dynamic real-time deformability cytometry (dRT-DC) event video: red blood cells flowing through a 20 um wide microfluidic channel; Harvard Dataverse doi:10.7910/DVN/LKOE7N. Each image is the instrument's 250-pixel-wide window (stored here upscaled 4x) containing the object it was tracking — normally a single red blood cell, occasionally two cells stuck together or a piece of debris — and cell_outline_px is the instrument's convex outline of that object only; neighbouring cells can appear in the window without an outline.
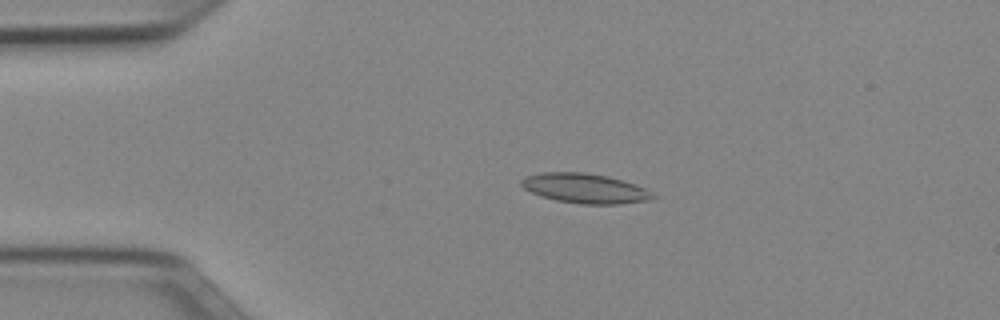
{"species": "Egyptian fruit bat (a non-hibernating species)", "species_latin": "Rousettus aegyptiacus", "temperature_condition": "cold", "stored_images_in_passage": 51, "camera_frame_rate_fps": 3000, "um_per_image_px": 0.085, "animal": {"sex": "female"}, "frame": {"image": 1, "passage_image": 11, "time_ms": 3.333, "image_size_px": [1000, 320], "cell_outline_px": [[656, 196], [648, 200], [620, 204], [580, 204], [556, 200], [532, 192], [524, 188], [520, 184], [520, 180], [524, 176], [544, 172], [584, 172], [608, 176], [636, 184], [652, 192]], "centroid_in_image_um": [49.72, 16.0], "position_along_channel_um": 35.3, "area_um2": 22.72}}
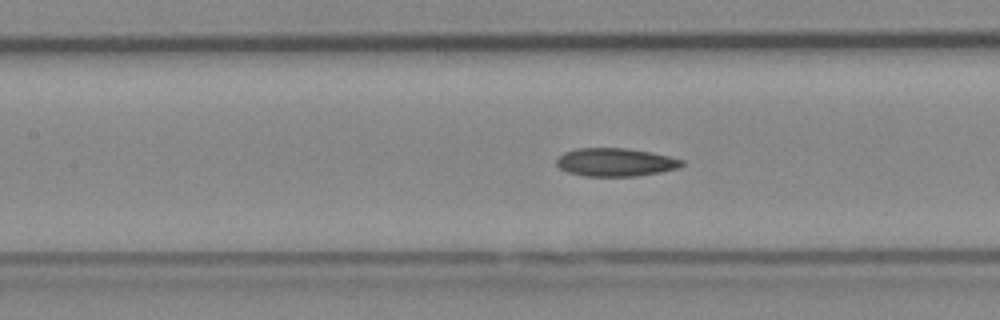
{"frame": {"image": 2, "passage_image": 23, "time_ms": 7.333, "image_size_px": [1000, 320], "cell_outline_px": [[684, 164], [676, 168], [660, 172], [636, 176], [584, 176], [568, 172], [560, 168], [556, 164], [556, 160], [564, 152], [576, 148], [624, 148], [648, 152], [668, 156], [684, 160]], "centroid_in_image_um": [52.28, 13.79], "position_along_channel_um": 155.1, "area_um2": 20.4}}
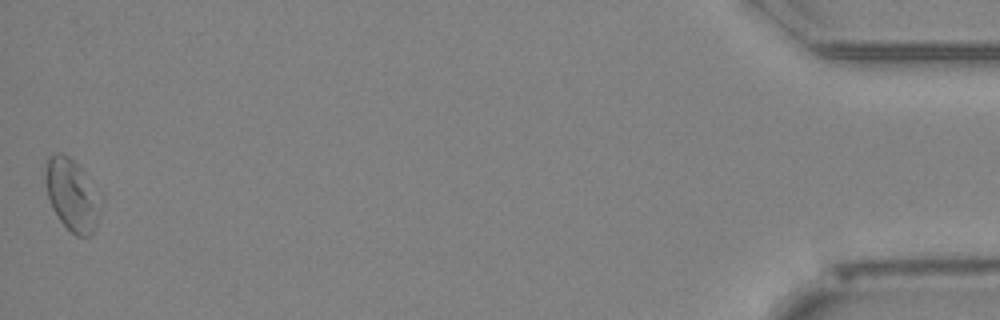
{"frame": {"image": 3, "passage_image": 51, "time_ms": 16.667, "image_size_px": [1000, 320], "cell_outline_px": [[104, 200], [92, 232], [88, 236], [76, 236], [60, 220], [52, 208], [44, 184], [44, 160], [48, 156], [56, 152], [60, 152], [68, 156], [104, 192]], "centroid_in_image_um": [6.14, 16.5], "position_along_channel_um": 429.1, "area_um2": 23.99}, "authors_computed_cell_mechanics": {"area_um2": 21.386, "velocity_mm_per_s": 3.943, "shape_relaxation_time_tau1_ms": null, "shape_relaxation_time_tau2_ms": 8.4709, "deformation_change_tau1": null, "deformation_change_tau2": 0.1441}}